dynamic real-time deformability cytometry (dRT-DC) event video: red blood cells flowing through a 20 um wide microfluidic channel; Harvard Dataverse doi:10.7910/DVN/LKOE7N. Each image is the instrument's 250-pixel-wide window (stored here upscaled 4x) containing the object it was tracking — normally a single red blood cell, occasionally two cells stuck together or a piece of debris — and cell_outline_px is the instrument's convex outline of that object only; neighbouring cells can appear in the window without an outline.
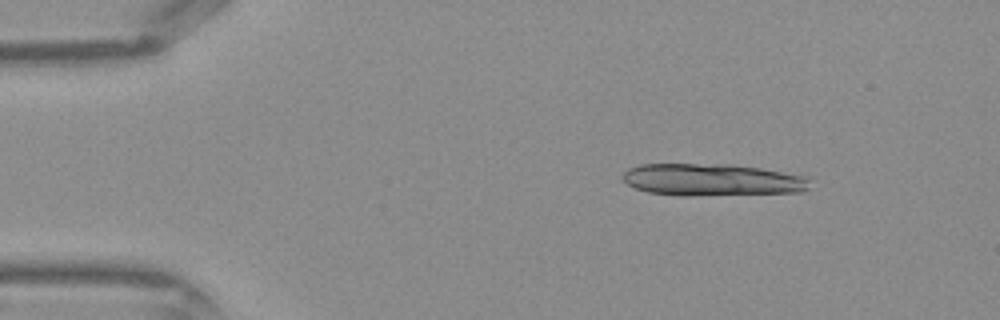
{"species": "Egyptian fruit bat (a non-hibernating species)", "species_latin": "Rousettus aegyptiacus", "temperature_condition": "warm", "stored_images_in_passage": 39, "camera_frame_rate_fps": 3000, "um_per_image_px": 0.085, "frame": {"image": 1, "passage_image": 2, "time_ms": 0.333, "image_size_px": [1000, 320], "cell_outline_px": [[808, 188], [804, 192], [688, 196], [684, 196], [648, 192], [636, 188], [628, 184], [620, 176], [628, 168], [640, 164], [732, 164], [760, 168], [804, 176], [808, 180]], "centroid_in_image_um": [60.49, 15.28], "position_along_channel_um": 24.5, "area_um2": 35.08}}
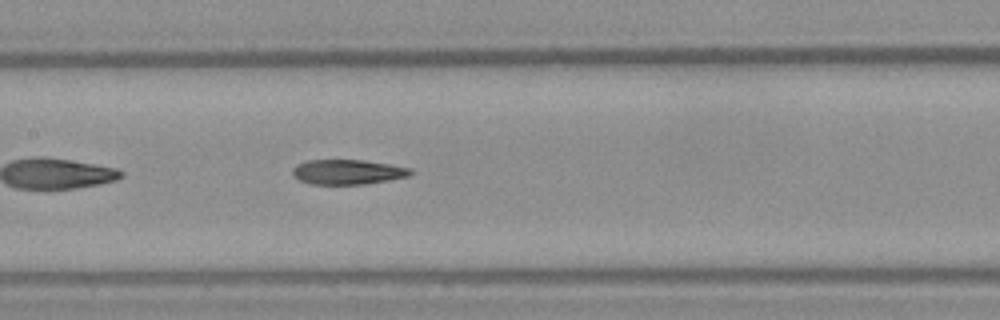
{"frame": {"image": 2, "passage_image": 17, "time_ms": 5.333, "image_size_px": [1000, 320], "cell_outline_px": [[412, 176], [364, 184], [312, 184], [300, 180], [292, 176], [292, 168], [296, 164], [308, 160], [364, 160], [412, 168]], "centroid_in_image_um": [29.55, 14.61], "position_along_channel_um": 177.9, "area_um2": 17.17}}
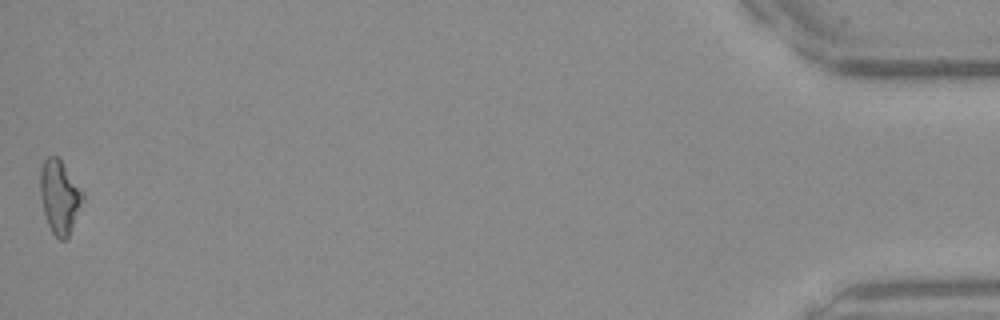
{"frame": {"image": 3, "passage_image": 39, "time_ms": 12.667, "image_size_px": [1000, 320], "cell_outline_px": [[84, 200], [68, 236], [64, 240], [60, 240], [52, 232], [48, 224], [44, 212], [40, 196], [40, 172], [44, 160], [48, 156], [56, 156], [60, 160], [84, 192]], "centroid_in_image_um": [5.07, 16.73], "position_along_channel_um": 430.1, "area_um2": 17.98}}